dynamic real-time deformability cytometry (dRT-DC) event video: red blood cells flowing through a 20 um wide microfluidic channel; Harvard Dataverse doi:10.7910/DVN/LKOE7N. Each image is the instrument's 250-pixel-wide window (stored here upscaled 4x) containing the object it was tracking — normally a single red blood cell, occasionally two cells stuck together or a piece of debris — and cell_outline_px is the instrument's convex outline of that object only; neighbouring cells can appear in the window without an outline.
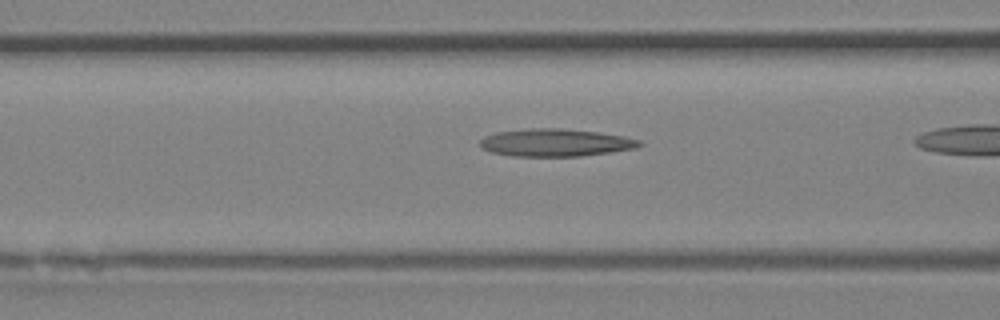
{"species": "Egyptian fruit bat (a non-hibernating species)", "species_latin": "Rousettus aegyptiacus", "temperature_condition": "room temperature", "stored_images_in_passage": 7, "camera_frame_rate_fps": 3000, "um_per_image_px": 0.085, "animal": {"sex": "female"}, "frame": {"image": 1, "passage_image": 5, "time_ms": 1.333, "image_size_px": [1000, 320], "cell_outline_px": [[644, 144], [636, 148], [580, 156], [512, 156], [492, 152], [480, 148], [480, 140], [484, 136], [496, 132], [532, 128], [560, 128], [596, 132], [624, 136], [640, 140]], "centroid_in_image_um": [47.19, 12.12], "position_along_channel_um": 119.4, "area_um2": 25.55}}